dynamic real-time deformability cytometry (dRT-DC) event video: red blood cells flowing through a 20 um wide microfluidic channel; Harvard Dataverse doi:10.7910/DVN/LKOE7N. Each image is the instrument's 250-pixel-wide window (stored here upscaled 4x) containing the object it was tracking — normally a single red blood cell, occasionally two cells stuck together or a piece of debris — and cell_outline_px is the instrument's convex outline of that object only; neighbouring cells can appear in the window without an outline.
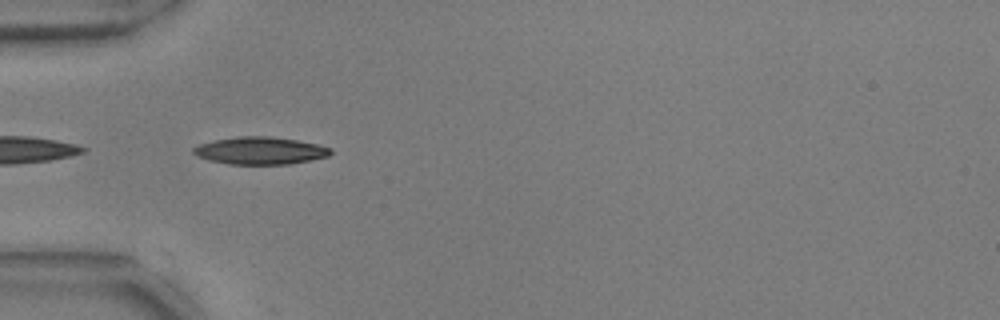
{"species": "common noctule bat (a hibernating species)", "species_latin": "Nyctalus noctula", "temperature_condition": "warm", "stored_images_in_passage": 6, "camera_frame_rate_fps": 3000, "um_per_image_px": 0.085, "animal": {"sex": "male", "body_mass_g": 17.9, "forearm_length_mm": 54.2}, "frame": {"image": 1, "passage_image": 2, "time_ms": 0.333, "image_size_px": [1000, 320], "cell_outline_px": [[332, 152], [328, 156], [312, 160], [288, 164], [228, 164], [208, 160], [196, 156], [192, 152], [192, 148], [200, 144], [216, 140], [236, 136], [272, 136], [296, 140], [316, 144], [332, 148]], "centroid_in_image_um": [22.1, 12.8], "position_along_channel_um": 62.9, "area_um2": 21.96}}